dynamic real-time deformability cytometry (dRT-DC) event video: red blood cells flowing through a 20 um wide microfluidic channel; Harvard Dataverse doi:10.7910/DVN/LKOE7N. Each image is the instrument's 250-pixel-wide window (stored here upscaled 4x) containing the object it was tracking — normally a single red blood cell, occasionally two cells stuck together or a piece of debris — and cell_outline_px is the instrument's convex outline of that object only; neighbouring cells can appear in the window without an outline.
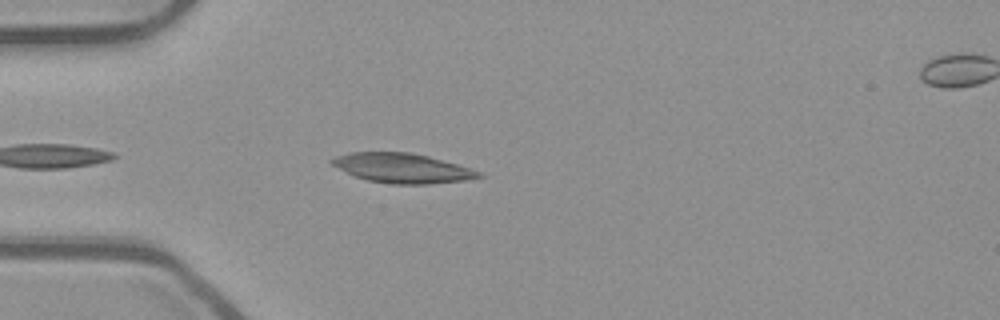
{"species": "common noctule bat (a hibernating species)", "species_latin": "Nyctalus noctula", "temperature_condition": "room temperature", "stored_images_in_passage": 21, "camera_frame_rate_fps": 3000, "um_per_image_px": 0.085, "animal": {"sex": "male", "body_mass_g": 23.1, "forearm_length_mm": 52.7}, "frame": {"image": 1, "passage_image": 4, "time_ms": 1.0, "image_size_px": [1000, 320], "cell_outline_px": [[484, 176], [464, 180], [428, 184], [392, 184], [368, 180], [356, 176], [332, 164], [328, 160], [336, 156], [348, 152], [412, 152], [428, 156], [456, 164], [480, 172]], "centroid_in_image_um": [34.17, 14.28], "position_along_channel_um": 50.8, "area_um2": 24.97}}